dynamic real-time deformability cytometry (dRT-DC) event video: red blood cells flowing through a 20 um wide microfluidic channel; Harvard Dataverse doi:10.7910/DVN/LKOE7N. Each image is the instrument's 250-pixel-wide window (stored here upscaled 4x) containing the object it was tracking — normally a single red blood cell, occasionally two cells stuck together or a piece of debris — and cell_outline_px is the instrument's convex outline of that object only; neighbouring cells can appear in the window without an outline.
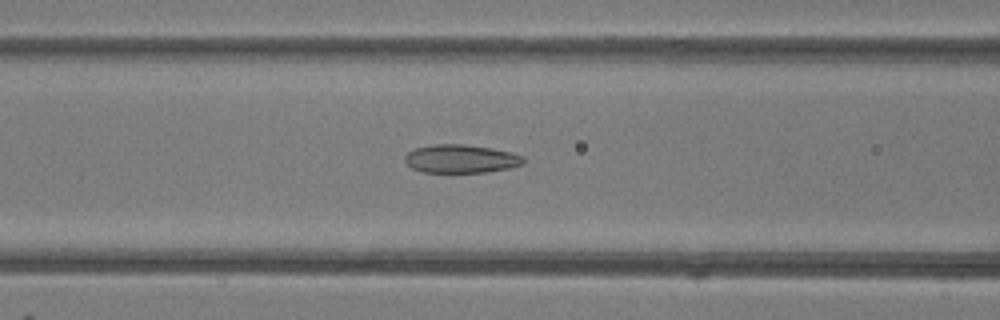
{"species": "common noctule bat (a hibernating species)", "species_latin": "Nyctalus noctula", "temperature_condition": "room temperature", "stored_images_in_passage": 36, "camera_frame_rate_fps": 3000, "um_per_image_px": 0.085, "animal": {"sex": "female"}, "frame": {"image": 1, "passage_image": 12, "time_ms": 3.667, "image_size_px": [1000, 320], "cell_outline_px": [[524, 164], [508, 168], [488, 172], [420, 172], [412, 168], [404, 160], [404, 156], [408, 152], [416, 148], [432, 144], [464, 144], [492, 148], [512, 152], [524, 156]], "centroid_in_image_um": [39.18, 13.49], "position_along_channel_um": 127.4, "area_um2": 19.71}}
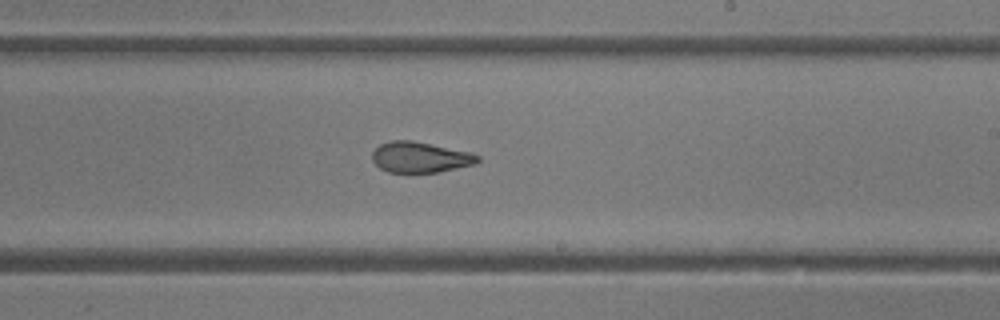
{"frame": {"image": 2, "passage_image": 21, "time_ms": 6.667, "image_size_px": [1000, 320], "cell_outline_px": [[480, 160], [476, 164], [440, 172], [388, 172], [380, 168], [372, 160], [372, 152], [380, 144], [392, 140], [412, 140], [472, 152], [480, 156]], "centroid_in_image_um": [35.75, 13.36], "position_along_channel_um": 253.3, "area_um2": 19.02}}
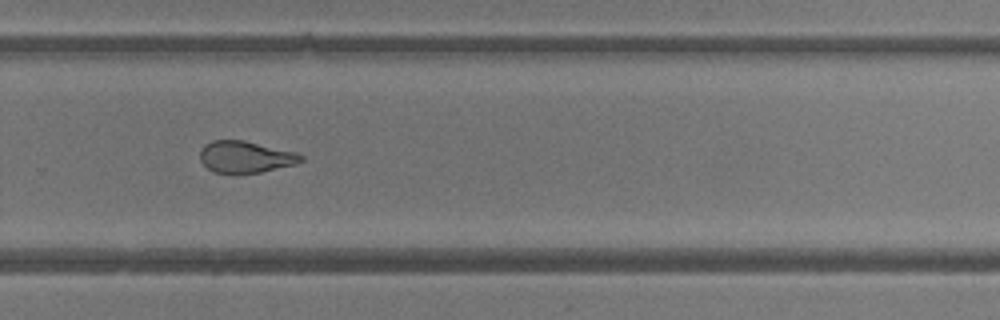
{"frame": {"image": 3, "passage_image": 25, "time_ms": 8.0, "image_size_px": [1000, 320], "cell_outline_px": [[304, 160], [296, 164], [260, 172], [236, 176], [212, 172], [200, 160], [200, 148], [204, 144], [212, 140], [244, 140], [296, 152], [304, 156]], "centroid_in_image_um": [20.83, 13.37], "position_along_channel_um": 309.0, "area_um2": 19.25}, "authors_computed_cell_mechanics": {"area_um2": 20.4901, "velocity_mm_per_s": 4.193, "shape_relaxation_time_tau1_ms": null, "shape_relaxation_time_tau2_ms": 1.7282, "deformation_change_tau1": null, "deformation_change_tau2": 0.0805}}